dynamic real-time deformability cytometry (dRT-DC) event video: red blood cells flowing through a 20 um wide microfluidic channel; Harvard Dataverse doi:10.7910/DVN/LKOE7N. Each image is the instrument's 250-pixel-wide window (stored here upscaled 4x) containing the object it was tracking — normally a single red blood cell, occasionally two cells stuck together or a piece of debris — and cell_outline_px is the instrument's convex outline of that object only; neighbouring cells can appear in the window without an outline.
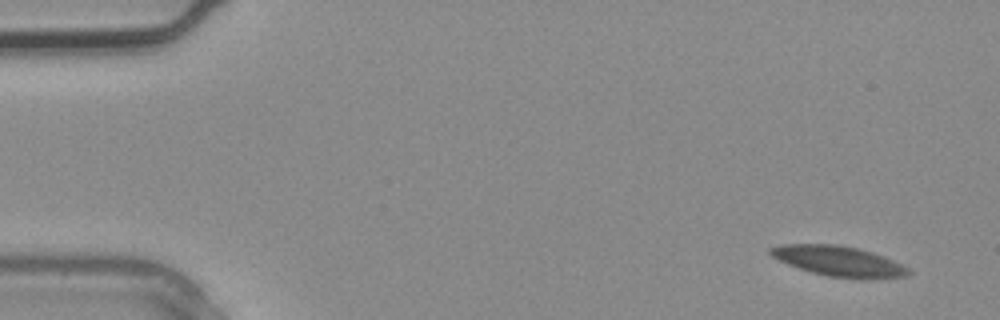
{"species": "common noctule bat (a hibernating species)", "species_latin": "Nyctalus noctula", "temperature_condition": "warm", "stored_images_in_passage": 4, "segment_of_instrument_passage": [1, 2], "camera_frame_rate_fps": 3000, "um_per_image_px": 0.085, "animal": {"sex": "male", "body_mass_g": 20.4}, "frame": {"image": 1, "passage_image": 1, "time_ms": 0.0, "image_size_px": [1000, 320], "cell_outline_px": [[912, 272], [908, 276], [868, 280], [860, 280], [828, 276], [812, 272], [788, 264], [772, 256], [768, 252], [768, 248], [780, 244], [836, 244], [856, 248], [872, 252], [884, 256], [908, 268]], "centroid_in_image_um": [71.32, 22.21], "position_along_channel_um": 13.7, "area_um2": 24.51}}
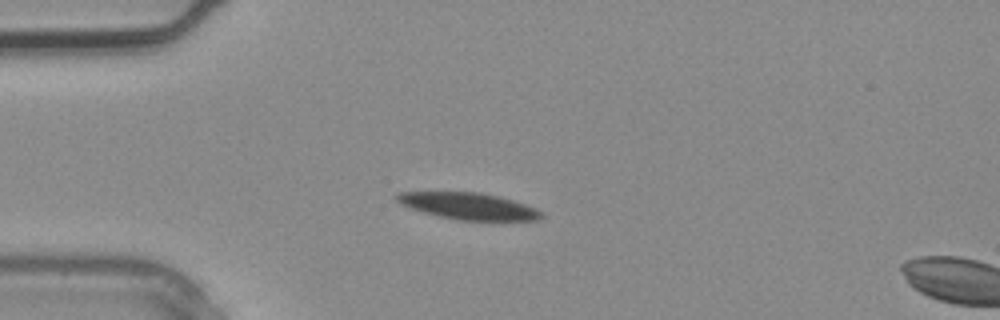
{"frame": {"image": 2, "passage_image": 3, "time_ms": 0.667, "image_size_px": [1000, 320], "cell_outline_px": [[544, 216], [536, 220], [456, 220], [424, 212], [400, 204], [396, 200], [396, 192], [480, 192], [512, 200], [536, 208], [544, 212]], "centroid_in_image_um": [39.83, 17.51], "position_along_channel_um": 45.2, "area_um2": 22.25}}